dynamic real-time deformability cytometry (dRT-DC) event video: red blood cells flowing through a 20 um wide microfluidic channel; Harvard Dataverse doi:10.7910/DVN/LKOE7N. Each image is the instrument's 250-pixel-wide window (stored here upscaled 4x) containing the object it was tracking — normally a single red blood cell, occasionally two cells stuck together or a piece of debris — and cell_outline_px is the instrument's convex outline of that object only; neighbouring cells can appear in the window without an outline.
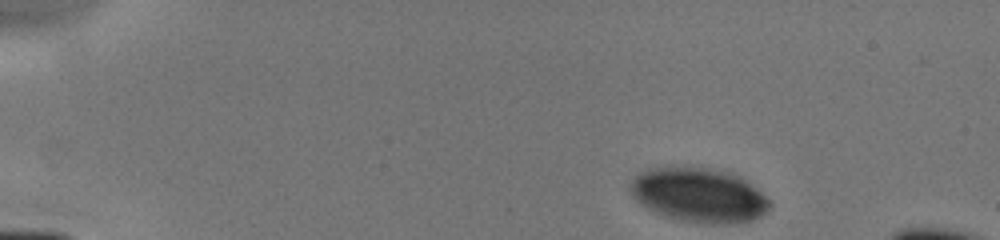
{"species": "human", "species_latin": "Homo sapiens", "temperature_condition": "cold", "stored_images_in_passage": 4, "camera_frame_rate_fps": 3000, "um_per_image_px": 0.085, "donor": {"sex": "male"}, "frame": {"image": 1, "passage_image": 1, "time_ms": 0.0, "image_size_px": [1000, 240], "cell_outline_px": [[772, 204], [768, 212], [752, 220], [728, 224], [708, 224], [680, 220], [664, 216], [640, 204], [632, 196], [628, 188], [628, 184], [640, 172], [648, 168], [668, 164], [708, 168], [732, 172], [740, 176], [756, 188]], "centroid_in_image_um": [59.36, 16.55], "position_along_channel_um": 25.6, "area_um2": 45.03}}